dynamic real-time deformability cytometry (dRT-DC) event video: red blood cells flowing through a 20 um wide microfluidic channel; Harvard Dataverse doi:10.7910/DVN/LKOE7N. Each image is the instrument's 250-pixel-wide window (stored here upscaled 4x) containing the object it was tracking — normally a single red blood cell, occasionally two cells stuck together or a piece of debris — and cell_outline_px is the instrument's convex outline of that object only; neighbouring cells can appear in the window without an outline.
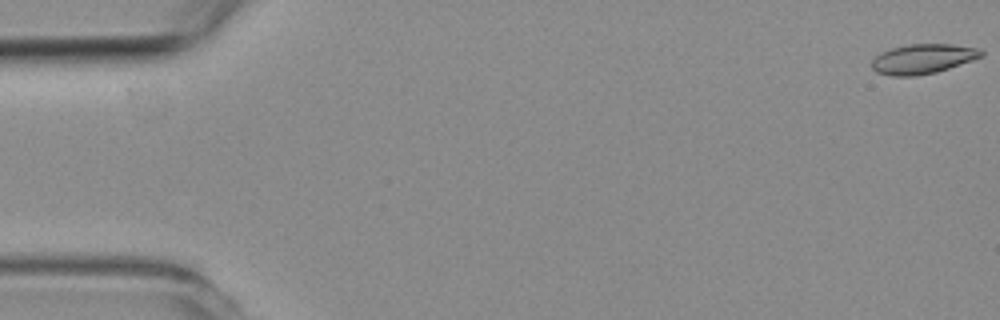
{"species": "common noctule bat (a hibernating species)", "species_latin": "Nyctalus noctula", "temperature_condition": "room temperature", "stored_images_in_passage": 55, "camera_frame_rate_fps": 3000, "um_per_image_px": 0.085, "animal": {"sex": "female", "body_mass_g": 19.3, "forearm_length_mm": 54.1}, "frame": {"image": 1, "passage_image": 1, "time_ms": 0.0, "image_size_px": [1000, 320], "cell_outline_px": [[984, 56], [936, 72], [916, 76], [892, 76], [876, 72], [872, 68], [872, 60], [880, 52], [892, 48], [912, 44], [948, 44], [980, 48], [984, 52]], "centroid_in_image_um": [78.44, 5.01], "position_along_channel_um": 6.6, "area_um2": 18.9}}
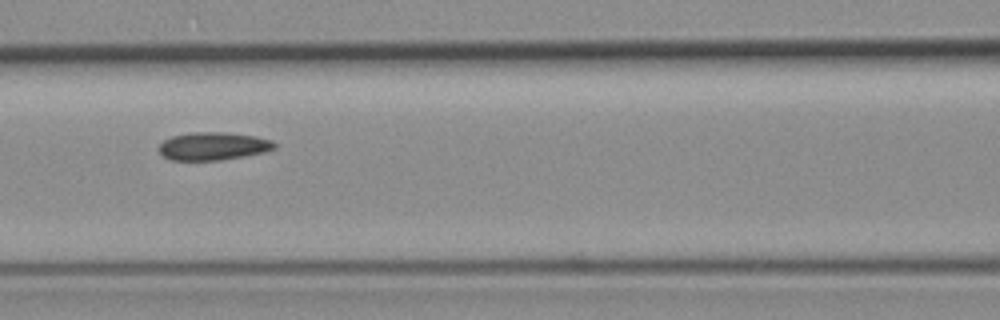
{"frame": {"image": 2, "passage_image": 24, "time_ms": 7.667, "image_size_px": [1000, 320], "cell_outline_px": [[276, 148], [264, 152], [244, 156], [220, 160], [172, 160], [164, 156], [156, 148], [164, 140], [172, 136], [192, 132], [224, 132], [256, 136], [272, 140], [276, 144]], "centroid_in_image_um": [18.12, 12.42], "position_along_channel_um": 148.5, "area_um2": 18.84}}
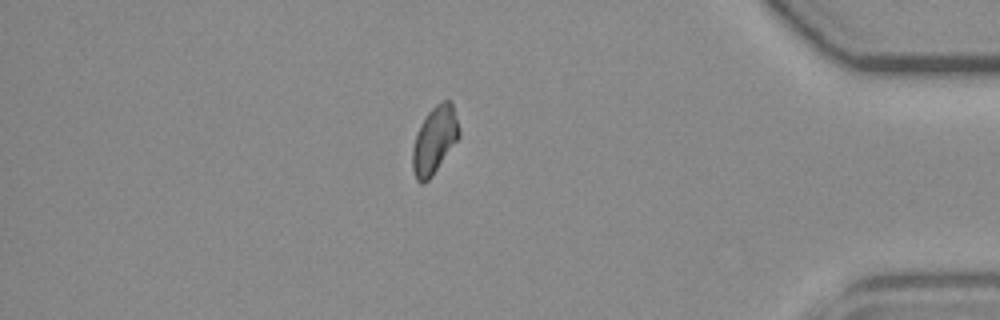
{"frame": {"image": 3, "passage_image": 47, "time_ms": 15.333, "image_size_px": [1000, 320], "cell_outline_px": [[460, 136], [432, 176], [424, 184], [420, 184], [416, 180], [412, 168], [412, 148], [416, 132], [420, 124], [428, 112], [436, 104], [444, 100], [448, 100], [452, 104], [460, 132]], "centroid_in_image_um": [36.9, 11.94], "position_along_channel_um": 398.3, "area_um2": 18.21}, "authors_computed_cell_mechanics": {"area_um2": 18.6116, "velocity_mm_per_s": 3.774, "shape_relaxation_time_tau1_ms": null, "shape_relaxation_time_tau2_ms": 4.1392, "deformation_change_tau1": null, "deformation_change_tau2": 0.0817}}